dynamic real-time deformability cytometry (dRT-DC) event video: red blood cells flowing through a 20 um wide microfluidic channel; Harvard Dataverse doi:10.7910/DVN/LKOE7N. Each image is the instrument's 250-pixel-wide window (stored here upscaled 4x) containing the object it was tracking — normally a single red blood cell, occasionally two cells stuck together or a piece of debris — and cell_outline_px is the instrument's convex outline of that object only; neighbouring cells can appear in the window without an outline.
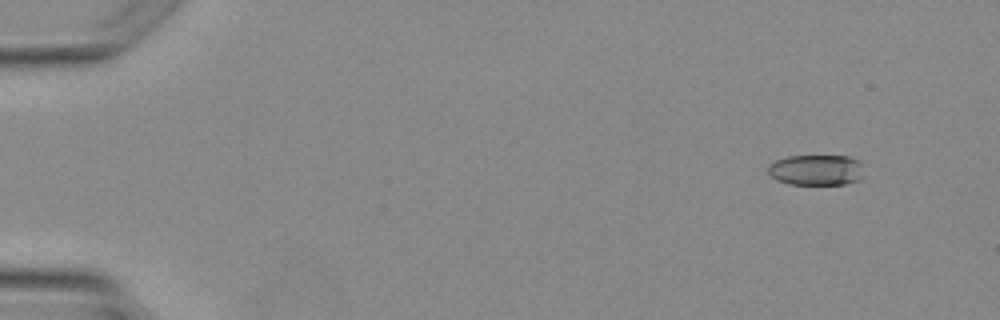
{"species": "Egyptian fruit bat (a non-hibernating species)", "species_latin": "Rousettus aegyptiacus", "temperature_condition": "warm", "stored_images_in_passage": 4, "segment_of_instrument_passage": [2, 2], "camera_frame_rate_fps": 3000, "um_per_image_px": 0.085, "animal": {"sex": "female"}, "frame": {"image": 1, "passage_image": 4, "time_ms": 4.333, "image_size_px": [1000, 320], "cell_outline_px": [[868, 176], [860, 180], [848, 184], [788, 184], [776, 180], [768, 172], [768, 164], [776, 160], [788, 156], [848, 156], [860, 160]], "centroid_in_image_um": [69.48, 14.45], "position_along_channel_um": 15.5, "area_um2": 17.69}}